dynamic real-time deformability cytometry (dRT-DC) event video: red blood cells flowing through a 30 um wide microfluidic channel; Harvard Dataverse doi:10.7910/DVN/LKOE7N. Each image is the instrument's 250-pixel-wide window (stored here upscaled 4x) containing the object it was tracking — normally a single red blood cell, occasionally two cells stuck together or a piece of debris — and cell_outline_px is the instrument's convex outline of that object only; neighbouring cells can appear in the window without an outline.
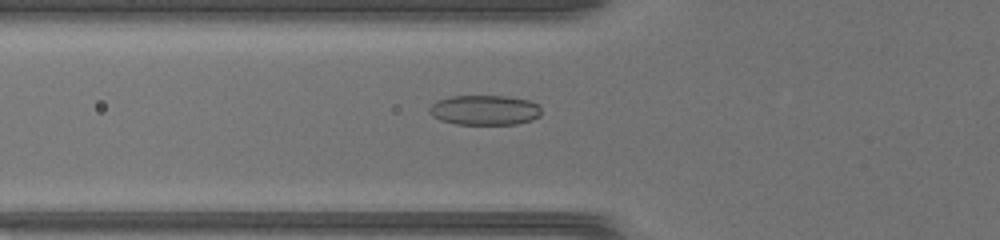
{"species": "common noctule bat (a hibernating species)", "species_latin": "Nyctalus noctula", "temperature_condition": "warm", "stored_images_in_passage": 33, "camera_frame_rate_fps": 3000, "um_per_image_px": 0.085, "animal": {"sex": "female", "body_mass_g": 17.0, "forearm_length_mm": 48.0}, "frame": {"image": 1, "passage_image": 4, "time_ms": 1.0, "image_size_px": [1000, 240], "cell_outline_px": [[536, 116], [524, 120], [504, 124], [468, 124], [448, 120], [468, 96], [484, 96], [520, 100], [532, 104]], "centroid_in_image_um": [41.85, 9.43], "position_along_channel_um": 84.0, "area_um2": 13.53}}
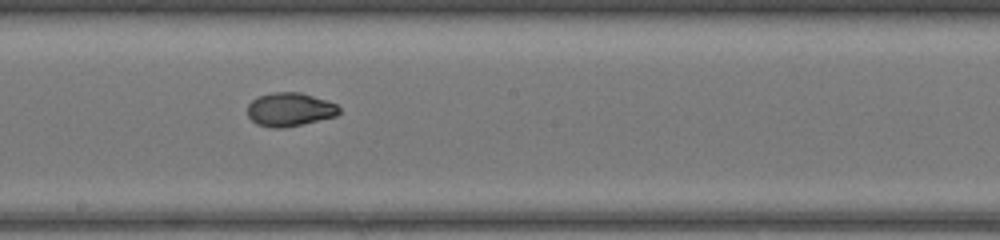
{"frame": {"image": 2, "passage_image": 14, "time_ms": 4.333, "image_size_px": [1000, 240], "cell_outline_px": [[340, 112], [332, 116], [296, 124], [264, 124], [256, 120], [248, 112], [248, 108], [256, 100], [264, 96], [308, 96], [332, 104]], "centroid_in_image_um": [24.67, 9.33], "position_along_channel_um": 223.5, "area_um2": 14.45}}
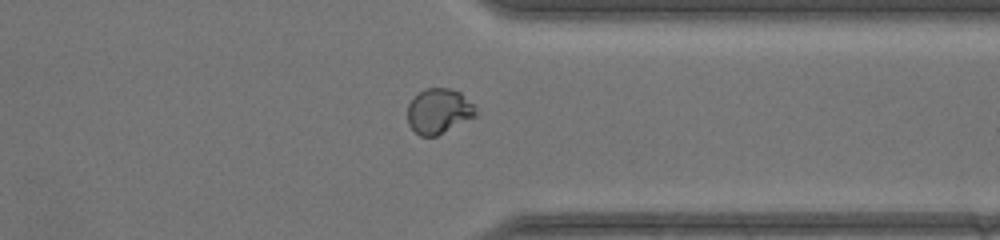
{"frame": {"image": 3, "passage_image": 25, "time_ms": 8.0, "image_size_px": [1000, 240], "cell_outline_px": [[472, 112], [468, 116], [440, 132], [432, 136], [424, 136], [416, 132], [412, 128], [412, 124], [444, 92], [456, 92], [460, 96]], "centroid_in_image_um": [37.55, 9.75], "position_along_channel_um": 373.8, "area_um2": 10.81}}